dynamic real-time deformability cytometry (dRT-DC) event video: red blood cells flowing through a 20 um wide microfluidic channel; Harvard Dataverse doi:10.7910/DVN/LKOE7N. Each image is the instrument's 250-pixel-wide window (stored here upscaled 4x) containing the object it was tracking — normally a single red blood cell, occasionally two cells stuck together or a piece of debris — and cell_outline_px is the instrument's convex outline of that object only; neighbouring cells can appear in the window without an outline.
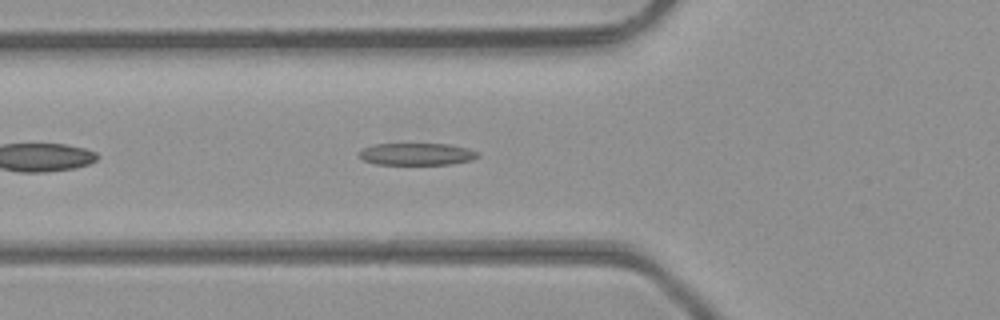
{"species": "common noctule bat (a hibernating species)", "species_latin": "Nyctalus noctula", "temperature_condition": "room temperature", "stored_images_in_passage": 11, "camera_frame_rate_fps": 3000, "um_per_image_px": 0.085, "animal": {"sex": "male", "body_mass_g": 23.1, "forearm_length_mm": 52.7}, "frame": {"image": 1, "passage_image": 5, "time_ms": 1.333, "image_size_px": [1000, 320], "cell_outline_px": [[480, 156], [472, 160], [452, 164], [376, 164], [364, 160], [356, 152], [360, 148], [372, 144], [448, 144], [468, 148], [480, 152]], "centroid_in_image_um": [35.42, 13.09], "position_along_channel_um": 90.4, "area_um2": 15.49}}
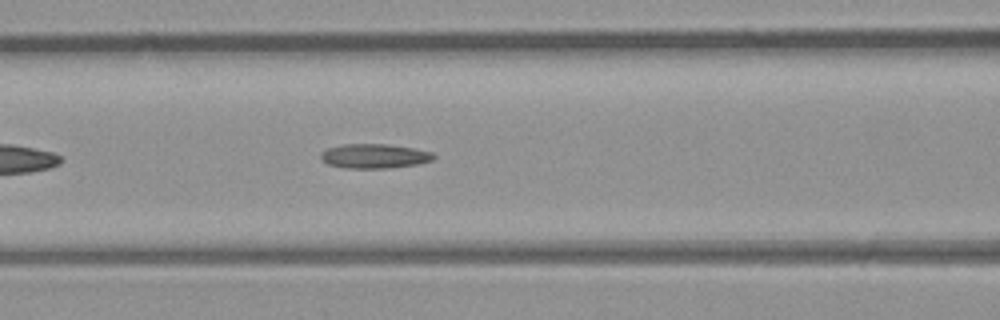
{"frame": {"image": 2, "passage_image": 8, "time_ms": 2.333, "image_size_px": [1000, 320], "cell_outline_px": [[436, 156], [432, 160], [416, 164], [388, 168], [344, 168], [328, 164], [320, 156], [320, 152], [328, 148], [344, 144], [388, 144], [412, 148], [432, 152]], "centroid_in_image_um": [31.81, 13.26], "position_along_channel_um": 134.8, "area_um2": 15.95}}